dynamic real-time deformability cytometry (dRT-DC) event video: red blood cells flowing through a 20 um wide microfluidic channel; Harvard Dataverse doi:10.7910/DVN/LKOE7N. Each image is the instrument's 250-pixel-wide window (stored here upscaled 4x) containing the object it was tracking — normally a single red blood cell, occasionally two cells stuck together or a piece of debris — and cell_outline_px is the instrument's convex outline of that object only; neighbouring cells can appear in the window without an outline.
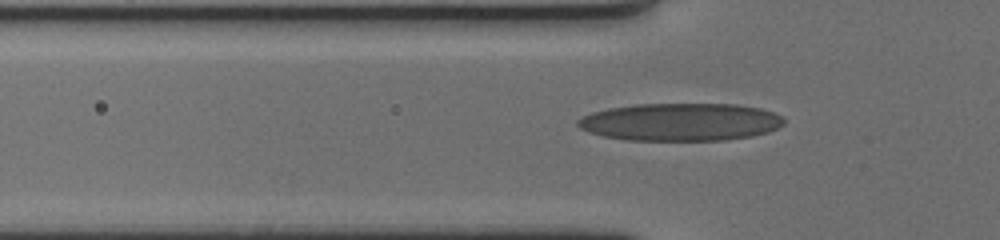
{"species": "human", "species_latin": "Homo sapiens", "temperature_condition": "cold", "stored_images_in_passage": 41, "camera_frame_rate_fps": 3000, "um_per_image_px": 0.085, "donor": {"sex": "female"}, "frame": {"image": 1, "passage_image": 5, "time_ms": 1.333, "image_size_px": [1000, 240], "cell_outline_px": [[784, 124], [768, 132], [752, 136], [728, 140], [628, 140], [604, 136], [588, 132], [580, 128], [576, 124], [576, 120], [580, 116], [592, 112], [608, 108], [636, 104], [736, 104], [760, 108], [776, 112], [784, 120]], "centroid_in_image_um": [57.83, 10.36], "position_along_channel_um": 68.0, "area_um2": 45.55}}
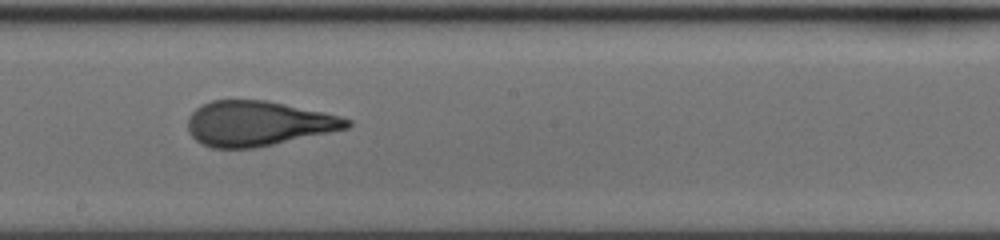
{"frame": {"image": 2, "passage_image": 19, "time_ms": 6.0, "image_size_px": [1000, 240], "cell_outline_px": [[352, 124], [348, 128], [272, 144], [252, 148], [212, 148], [200, 144], [188, 132], [188, 116], [200, 104], [212, 100], [264, 100], [324, 112], [340, 116], [352, 120]], "centroid_in_image_um": [21.88, 10.49], "position_along_channel_um": 226.3, "area_um2": 41.5}}
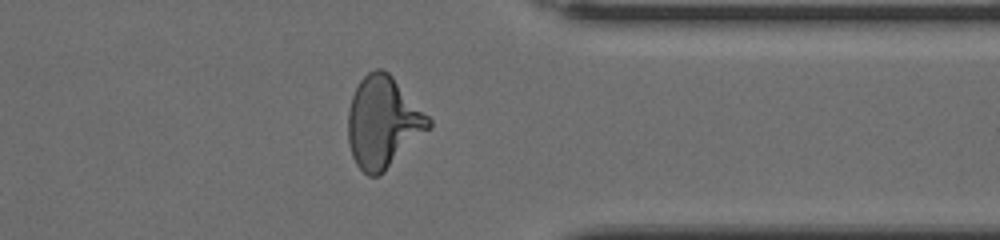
{"frame": {"image": 3, "passage_image": 33, "time_ms": 10.667, "image_size_px": [1000, 240], "cell_outline_px": [[432, 128], [380, 176], [368, 176], [356, 164], [352, 156], [348, 144], [348, 112], [352, 96], [360, 80], [368, 72], [376, 68], [380, 68], [388, 72], [392, 76], [432, 120]], "centroid_in_image_um": [32.57, 10.42], "position_along_channel_um": 378.8, "area_um2": 43.06}, "authors_computed_cell_mechanics": {"area_um2": 41.616, "velocity_mm_per_s": 3.4169, "shape_relaxation_time_tau1_ms": 5.075, "shape_relaxation_time_tau2_ms": 1.1035, "deformation_change_tau1": 0.2158, "deformation_change_tau2": 0.0941}}